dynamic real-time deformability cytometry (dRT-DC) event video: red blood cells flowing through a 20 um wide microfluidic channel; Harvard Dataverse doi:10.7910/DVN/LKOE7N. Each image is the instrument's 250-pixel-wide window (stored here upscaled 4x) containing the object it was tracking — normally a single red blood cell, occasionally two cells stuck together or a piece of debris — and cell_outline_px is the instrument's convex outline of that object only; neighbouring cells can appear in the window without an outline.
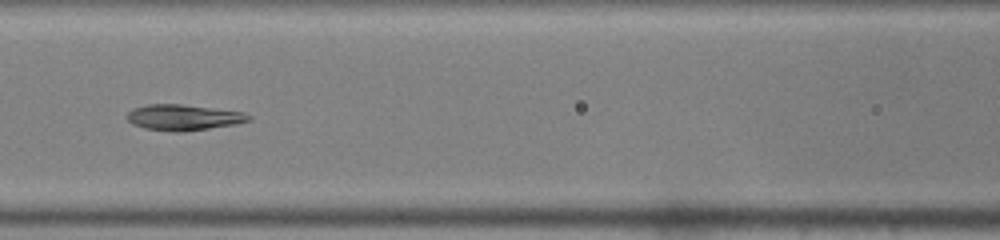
{"species": "common noctule bat (a hibernating species)", "species_latin": "Nyctalus noctula", "temperature_condition": "warm", "stored_images_in_passage": 50, "segment_of_instrument_passage": [2, 2], "camera_frame_rate_fps": 3000, "um_per_image_px": 0.085, "animal": {"sex": "male", "body_mass_g": 19.0, "forearm_length_mm": 50.8}, "frame": {"image": 1, "passage_image": 23, "time_ms": 7.333, "image_size_px": [1000, 240], "cell_outline_px": [[252, 120], [236, 124], [180, 132], [172, 132], [144, 128], [132, 124], [128, 120], [128, 112], [136, 108], [148, 104], [180, 104], [244, 112], [252, 116]], "centroid_in_image_um": [15.62, 9.98], "position_along_channel_um": 151.0, "area_um2": 18.15}}
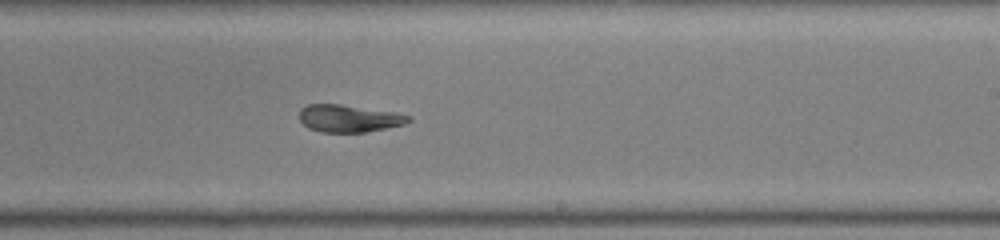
{"frame": {"image": 2, "passage_image": 31, "time_ms": 10.0, "image_size_px": [1000, 240], "cell_outline_px": [[412, 120], [404, 124], [364, 132], [320, 132], [308, 128], [300, 120], [300, 108], [308, 104], [340, 104], [396, 112], [412, 116]], "centroid_in_image_um": [29.66, 10.06], "position_along_channel_um": 259.3, "area_um2": 17.4}}
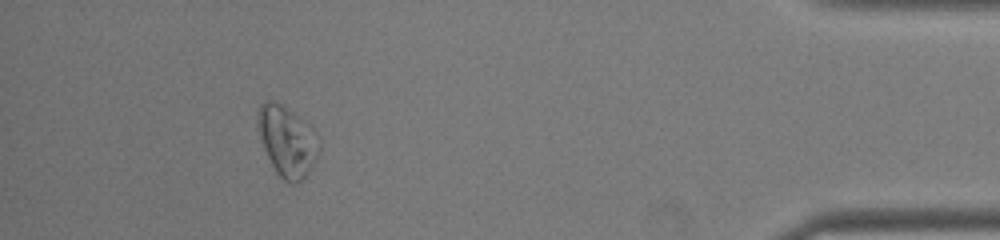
{"frame": {"image": 3, "passage_image": 46, "time_ms": 15.0, "image_size_px": [1000, 240], "cell_outline_px": [[320, 152], [304, 180], [296, 184], [292, 184], [284, 180], [276, 172], [264, 148], [256, 120], [256, 116], [260, 104], [264, 100], [268, 100], [284, 104], [312, 124], [320, 136]], "centroid_in_image_um": [24.47, 11.96], "position_along_channel_um": 410.7, "area_um2": 25.95}}